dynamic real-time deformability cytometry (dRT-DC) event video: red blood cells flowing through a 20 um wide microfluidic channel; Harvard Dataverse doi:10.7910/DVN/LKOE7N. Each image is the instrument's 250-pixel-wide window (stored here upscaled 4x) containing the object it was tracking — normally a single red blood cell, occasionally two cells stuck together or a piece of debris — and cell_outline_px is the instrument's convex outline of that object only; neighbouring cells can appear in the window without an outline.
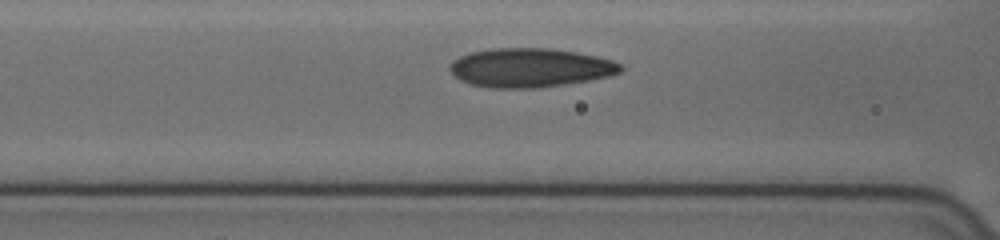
{"species": "human", "species_latin": "Homo sapiens", "temperature_condition": "cold", "stored_images_in_passage": 29, "camera_frame_rate_fps": 3000, "um_per_image_px": 0.085, "donor": {"sex": "female"}, "frame": {"image": 1, "passage_image": 6, "time_ms": 1.667, "image_size_px": [1000, 240], "cell_outline_px": [[624, 68], [620, 72], [612, 76], [564, 84], [536, 88], [492, 88], [472, 84], [460, 80], [448, 68], [448, 64], [452, 60], [460, 56], [472, 52], [492, 48], [552, 48], [576, 52], [596, 56], [612, 60], [620, 64]], "centroid_in_image_um": [45.06, 5.75], "position_along_channel_um": 121.5, "area_um2": 38.84}}
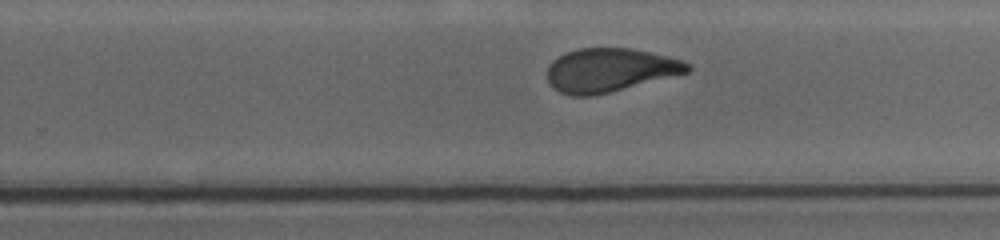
{"frame": {"image": 2, "passage_image": 19, "time_ms": 6.0, "image_size_px": [1000, 240], "cell_outline_px": [[692, 68], [688, 72], [592, 96], [572, 96], [560, 92], [552, 88], [548, 80], [548, 64], [552, 60], [568, 52], [580, 48], [632, 48], [652, 52], [684, 60]], "centroid_in_image_um": [51.82, 5.95], "position_along_channel_um": 278.0, "area_um2": 35.43}}
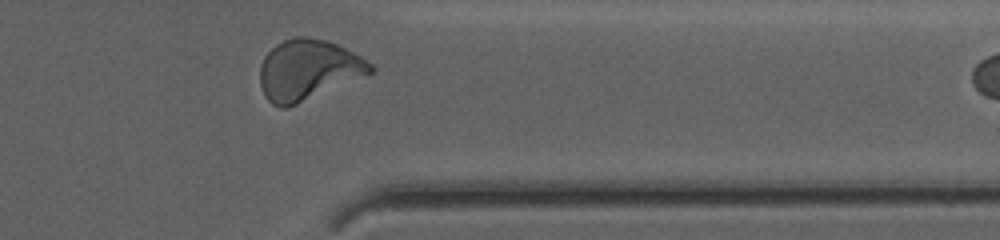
{"frame": {"image": 3, "passage_image": 28, "time_ms": 9.0, "image_size_px": [1000, 240], "cell_outline_px": [[376, 68], [372, 72], [288, 108], [280, 108], [272, 104], [264, 96], [260, 84], [260, 68], [264, 56], [276, 44], [284, 40], [296, 36], [308, 36], [328, 40], [360, 56], [372, 64]], "centroid_in_image_um": [26.15, 5.93], "position_along_channel_um": 385.2, "area_um2": 38.73}, "authors_computed_cell_mechanics": {"area_um2": 36.9342, "velocity_mm_per_s": 3.6109, "shape_relaxation_time_tau1_ms": 7.7553, "shape_relaxation_time_tau2_ms": 1.0017, "deformation_change_tau1": 0.223, "deformation_change_tau2": 0.0594}}